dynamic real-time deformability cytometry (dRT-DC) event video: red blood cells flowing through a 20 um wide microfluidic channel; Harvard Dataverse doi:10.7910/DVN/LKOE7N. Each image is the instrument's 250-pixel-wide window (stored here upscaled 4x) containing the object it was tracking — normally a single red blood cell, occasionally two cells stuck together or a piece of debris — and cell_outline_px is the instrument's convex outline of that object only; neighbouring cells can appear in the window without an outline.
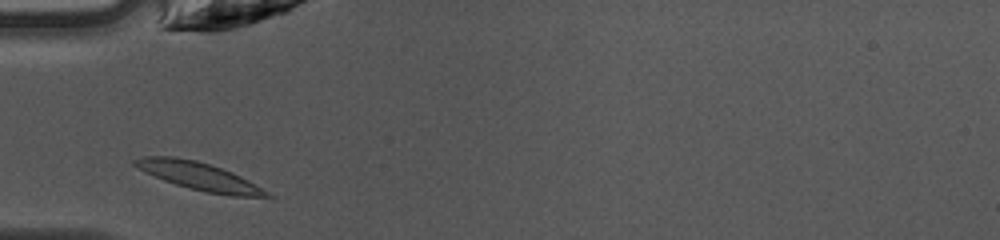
{"species": "common noctule bat (a hibernating species)", "species_latin": "Nyctalus noctula", "temperature_condition": "warm", "stored_images_in_passage": 26, "camera_frame_rate_fps": 3000, "um_per_image_px": 0.085, "animal": {"sex": "female", "body_mass_g": 10.0, "forearm_length_mm": 53.1}, "frame": {"image": 1, "passage_image": 1, "time_ms": 0.0, "image_size_px": [1000, 240], "cell_outline_px": [[272, 196], [228, 196], [204, 192], [176, 184], [164, 180], [144, 172], [136, 168], [132, 164], [132, 160], [144, 156], [172, 156], [196, 160], [232, 172], [248, 180], [268, 192]], "centroid_in_image_um": [16.84, 14.96], "position_along_channel_um": 68.2, "area_um2": 21.15}}
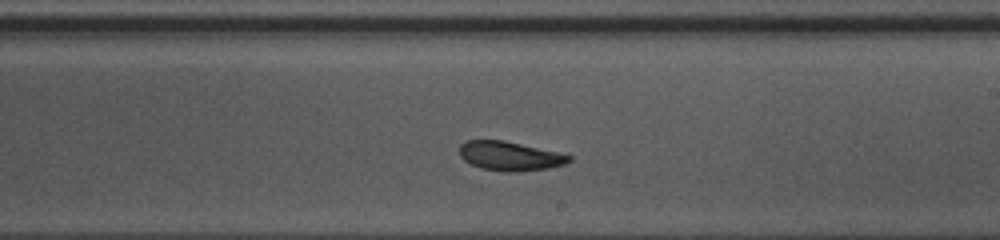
{"frame": {"image": 2, "passage_image": 14, "time_ms": 4.333, "image_size_px": [1000, 240], "cell_outline_px": [[572, 160], [564, 164], [548, 168], [516, 172], [504, 172], [480, 168], [464, 160], [460, 156], [460, 144], [464, 140], [504, 140], [556, 152], [572, 156]], "centroid_in_image_um": [43.3, 13.26], "position_along_channel_um": 245.7, "area_um2": 18.55}}
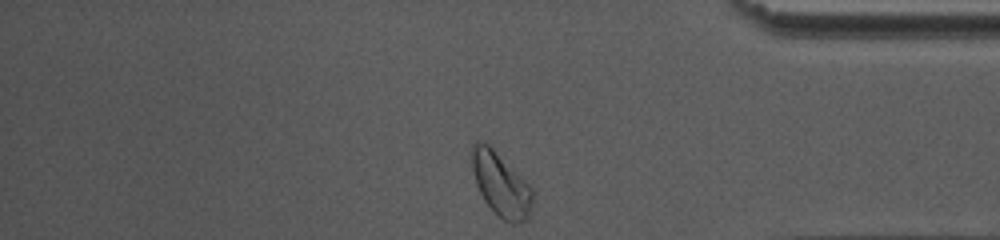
{"frame": {"image": 3, "passage_image": 26, "time_ms": 8.333, "image_size_px": [1000, 240], "cell_outline_px": [[532, 212], [528, 220], [520, 224], [512, 224], [504, 220], [484, 200], [476, 184], [472, 168], [472, 144], [480, 140], [488, 144], [532, 188]], "centroid_in_image_um": [42.59, 15.72], "position_along_channel_um": 392.6, "area_um2": 22.2}, "authors_computed_cell_mechanics": {"area_um2": 19.2474, "velocity_mm_per_s": 4.0999, "shape_relaxation_time_tau1_ms": 3.2771, "shape_relaxation_time_tau2_ms": 2.5142, "deformation_change_tau1": 0.1372, "deformation_change_tau2": 0.1011}}